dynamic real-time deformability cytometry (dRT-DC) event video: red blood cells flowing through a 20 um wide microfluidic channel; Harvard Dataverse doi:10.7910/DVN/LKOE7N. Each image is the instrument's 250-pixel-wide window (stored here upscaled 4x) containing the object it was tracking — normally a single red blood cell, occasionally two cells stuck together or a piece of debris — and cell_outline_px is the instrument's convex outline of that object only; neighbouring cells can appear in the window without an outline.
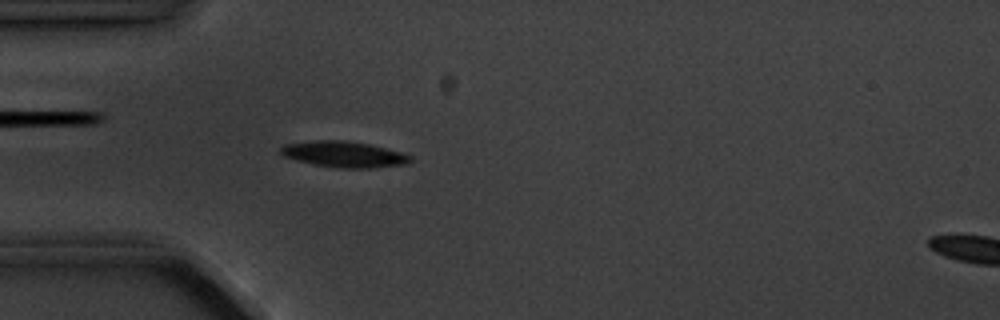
{"species": "common noctule bat (a hibernating species)", "species_latin": "Nyctalus noctula", "temperature_condition": "cold", "stored_images_in_passage": 5, "segment_of_instrument_passage": [1, 2], "camera_frame_rate_fps": 3000, "um_per_image_px": 0.085, "animal": {"sex": "male", "body_mass_g": 20.1, "forearm_length_mm": 53.5}, "frame": {"image": 1, "passage_image": 4, "time_ms": 3.333, "image_size_px": [1000, 320], "cell_outline_px": [[412, 160], [404, 164], [372, 168], [340, 168], [316, 164], [296, 160], [284, 156], [280, 152], [280, 148], [284, 144], [316, 140], [344, 140], [368, 144], [400, 152], [412, 156]], "centroid_in_image_um": [29.22, 13.11], "position_along_channel_um": 55.8, "area_um2": 19.36}}